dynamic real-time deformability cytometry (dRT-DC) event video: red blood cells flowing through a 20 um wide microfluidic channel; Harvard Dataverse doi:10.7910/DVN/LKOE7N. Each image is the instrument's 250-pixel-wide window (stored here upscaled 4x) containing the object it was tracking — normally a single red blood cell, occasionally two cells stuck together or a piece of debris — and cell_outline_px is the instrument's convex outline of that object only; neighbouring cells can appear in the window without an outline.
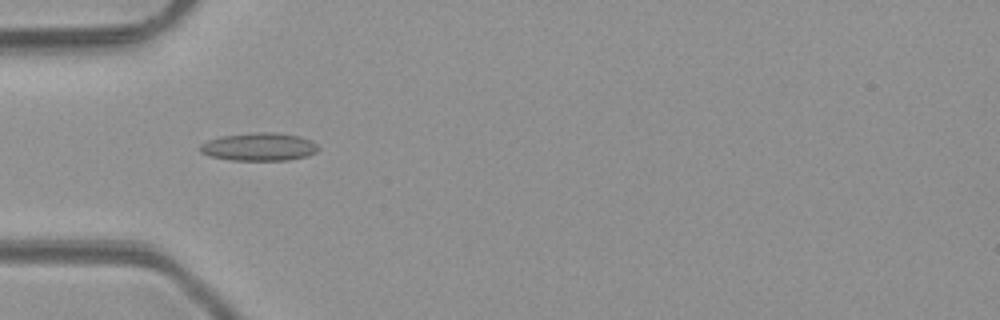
{"species": "common noctule bat (a hibernating species)", "species_latin": "Nyctalus noctula", "temperature_condition": "room temperature", "stored_images_in_passage": 6, "camera_frame_rate_fps": 3000, "um_per_image_px": 0.085, "animal": {"sex": "male", "body_mass_g": 23.1, "forearm_length_mm": 52.7}, "frame": {"image": 1, "passage_image": 5, "time_ms": 4.667, "image_size_px": [1000, 320], "cell_outline_px": [[320, 148], [316, 152], [308, 156], [288, 160], [232, 160], [208, 156], [200, 152], [200, 144], [208, 140], [220, 136], [248, 132], [276, 132], [300, 136], [312, 140]], "centroid_in_image_um": [22.02, 12.47], "position_along_channel_um": 63.0, "area_um2": 19.59}}
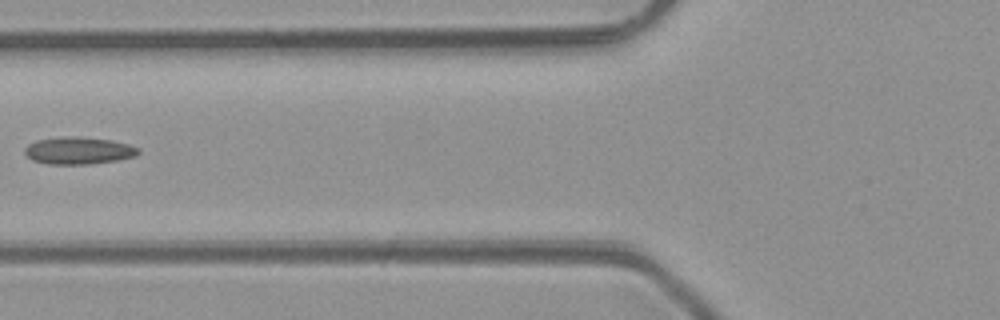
{"frame": {"image": 2, "passage_image": 6, "time_ms": 6.0, "image_size_px": [1000, 320], "cell_outline_px": [[140, 152], [136, 156], [116, 160], [92, 164], [48, 164], [32, 160], [24, 152], [24, 148], [28, 144], [36, 140], [112, 140], [128, 144], [140, 148]], "centroid_in_image_um": [6.72, 12.87], "position_along_channel_um": 119.1, "area_um2": 16.88}}